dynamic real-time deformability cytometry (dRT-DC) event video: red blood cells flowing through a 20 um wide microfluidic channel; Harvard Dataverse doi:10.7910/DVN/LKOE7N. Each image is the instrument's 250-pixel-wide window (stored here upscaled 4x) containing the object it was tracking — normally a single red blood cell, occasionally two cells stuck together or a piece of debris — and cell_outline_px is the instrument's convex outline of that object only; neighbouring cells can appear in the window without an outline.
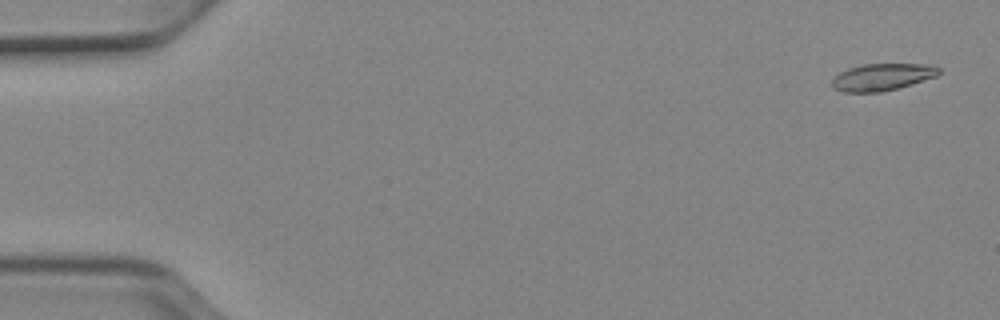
{"species": "Egyptian fruit bat (a non-hibernating species)", "species_latin": "Rousettus aegyptiacus", "temperature_condition": "cold", "stored_images_in_passage": 18, "camera_frame_rate_fps": 3000, "um_per_image_px": 0.085, "animal": {"sex": "female"}, "frame": {"image": 1, "passage_image": 2, "time_ms": 0.333, "image_size_px": [1000, 320], "cell_outline_px": [[940, 72], [936, 76], [900, 88], [880, 92], [844, 92], [832, 88], [832, 80], [840, 72], [848, 68], [864, 64], [928, 64], [940, 68]], "centroid_in_image_um": [74.98, 6.55], "position_along_channel_um": 10.0, "area_um2": 16.82}}
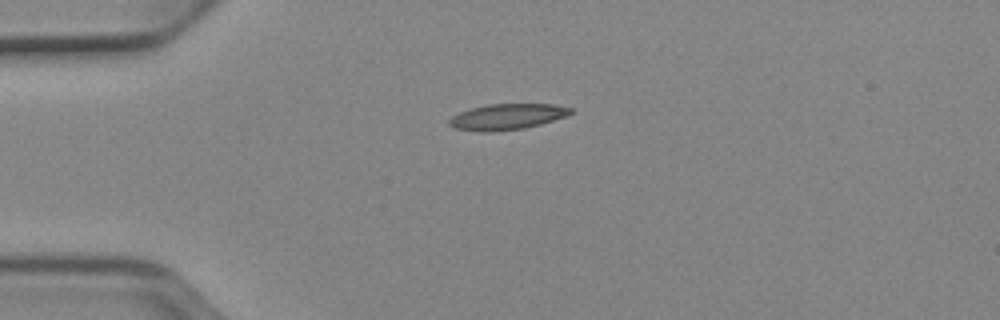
{"frame": {"image": 2, "passage_image": 13, "time_ms": 4.0, "image_size_px": [1000, 320], "cell_outline_px": [[572, 112], [568, 116], [540, 124], [524, 128], [492, 132], [484, 132], [456, 128], [448, 124], [448, 120], [452, 116], [460, 112], [472, 108], [488, 104], [552, 104], [572, 108]], "centroid_in_image_um": [43.11, 9.92], "position_along_channel_um": 41.9, "area_um2": 18.21}}